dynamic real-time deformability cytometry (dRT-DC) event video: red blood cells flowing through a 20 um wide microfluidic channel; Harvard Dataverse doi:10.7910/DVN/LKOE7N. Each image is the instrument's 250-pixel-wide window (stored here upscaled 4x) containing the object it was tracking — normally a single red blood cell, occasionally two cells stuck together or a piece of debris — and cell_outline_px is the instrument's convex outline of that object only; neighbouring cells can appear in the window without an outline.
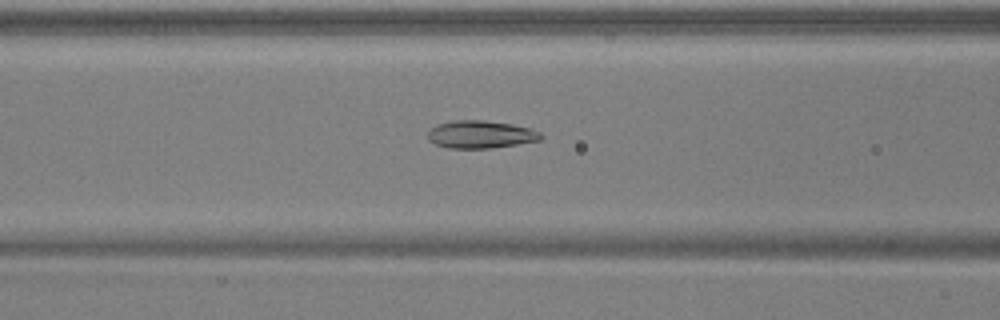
{"species": "common noctule bat (a hibernating species)", "species_latin": "Nyctalus noctula", "temperature_condition": "warm", "stored_images_in_passage": 26, "camera_frame_rate_fps": 3000, "um_per_image_px": 0.085, "animal": {"sex": "male", "body_mass_g": 17.9, "forearm_length_mm": 54.2}, "frame": {"image": 1, "passage_image": 22, "time_ms": 7.0, "image_size_px": [1000, 320], "cell_outline_px": [[544, 136], [540, 140], [492, 148], [448, 148], [436, 144], [428, 140], [428, 132], [436, 124], [456, 120], [484, 120], [512, 124], [528, 128], [540, 132]], "centroid_in_image_um": [40.84, 11.42], "position_along_channel_um": 125.8, "area_um2": 18.15}}
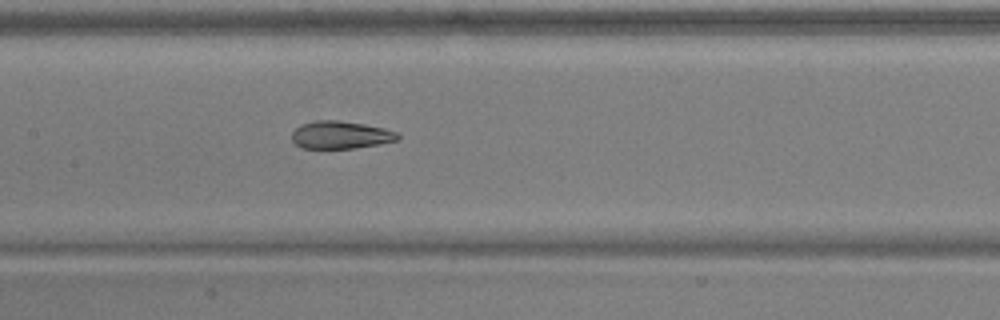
{"frame": {"image": 2, "passage_image": 26, "time_ms": 8.333, "image_size_px": [1000, 320], "cell_outline_px": [[400, 140], [380, 144], [352, 148], [304, 148], [296, 144], [292, 140], [292, 132], [296, 128], [304, 124], [316, 120], [336, 120], [364, 124], [384, 128], [396, 132], [400, 136]], "centroid_in_image_um": [28.98, 11.47], "position_along_channel_um": 178.4, "area_um2": 16.94}}